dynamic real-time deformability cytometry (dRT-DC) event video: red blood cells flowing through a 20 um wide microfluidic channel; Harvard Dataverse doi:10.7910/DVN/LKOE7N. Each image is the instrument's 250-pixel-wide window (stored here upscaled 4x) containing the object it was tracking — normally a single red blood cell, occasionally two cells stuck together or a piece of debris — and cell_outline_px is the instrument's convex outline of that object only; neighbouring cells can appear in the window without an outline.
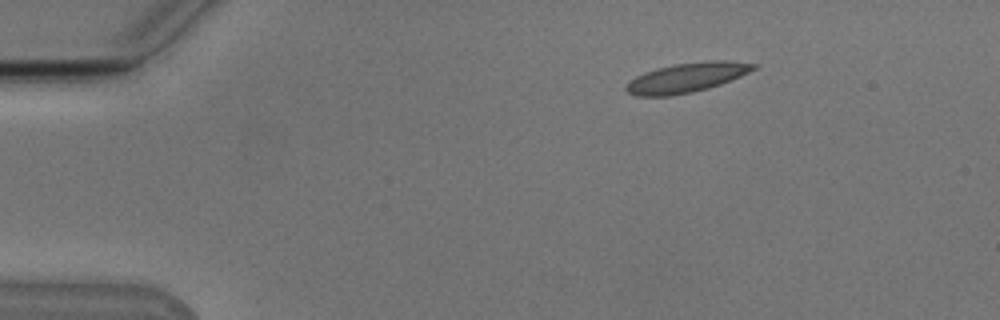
{"species": "Egyptian fruit bat (a non-hibernating species)", "species_latin": "Rousettus aegyptiacus", "temperature_condition": "cold", "stored_images_in_passage": 9, "camera_frame_rate_fps": 3000, "um_per_image_px": 0.085, "animal": {"sex": "male"}, "frame": {"image": 1, "passage_image": 1, "time_ms": 0.0, "image_size_px": [1000, 320], "cell_outline_px": [[756, 68], [740, 76], [720, 84], [708, 88], [692, 92], [672, 96], [636, 96], [628, 92], [624, 88], [624, 84], [636, 76], [644, 72], [656, 68], [676, 64], [708, 60], [724, 60], [756, 64]], "centroid_in_image_um": [58.31, 6.6], "position_along_channel_um": 26.7, "area_um2": 21.91}}